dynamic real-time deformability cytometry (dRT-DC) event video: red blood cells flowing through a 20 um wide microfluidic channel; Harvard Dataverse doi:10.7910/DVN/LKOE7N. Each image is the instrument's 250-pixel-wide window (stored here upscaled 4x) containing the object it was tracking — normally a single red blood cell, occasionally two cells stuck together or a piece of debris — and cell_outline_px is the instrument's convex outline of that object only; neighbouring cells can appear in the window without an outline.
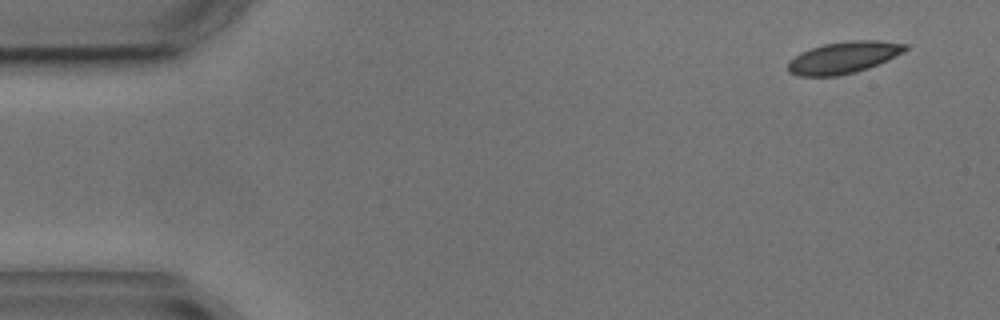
{"species": "common noctule bat (a hibernating species)", "species_latin": "Nyctalus noctula", "temperature_condition": "cold", "stored_images_in_passage": 4, "camera_frame_rate_fps": 3000, "um_per_image_px": 0.085, "animal": {"sex": "male", "body_mass_g": 17.9, "forearm_length_mm": 54.2}, "frame": {"image": 1, "passage_image": 1, "time_ms": 0.0, "image_size_px": [1000, 320], "cell_outline_px": [[908, 48], [904, 52], [868, 68], [856, 72], [836, 76], [796, 76], [788, 72], [788, 60], [800, 52], [824, 44], [844, 40], [880, 40], [908, 44]], "centroid_in_image_um": [71.68, 4.88], "position_along_channel_um": 13.3, "area_um2": 21.91}}